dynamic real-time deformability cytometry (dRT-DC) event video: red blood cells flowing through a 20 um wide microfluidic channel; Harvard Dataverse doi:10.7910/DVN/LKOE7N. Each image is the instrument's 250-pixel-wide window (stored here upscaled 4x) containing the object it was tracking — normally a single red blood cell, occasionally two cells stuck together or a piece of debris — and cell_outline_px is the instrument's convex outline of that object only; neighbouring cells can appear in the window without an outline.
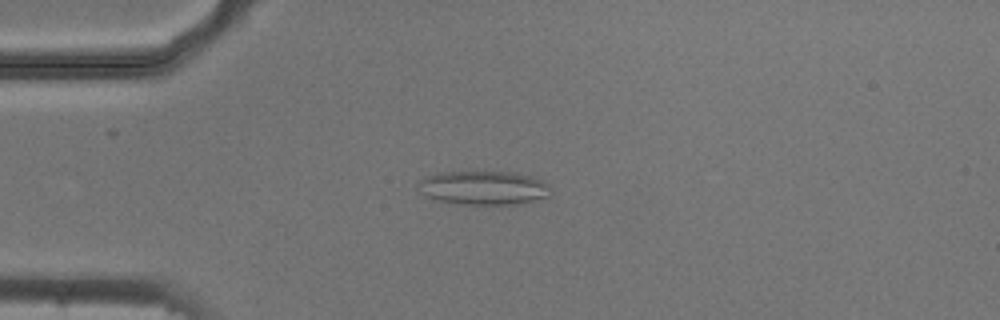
{"species": "common noctule bat (a hibernating species)", "species_latin": "Nyctalus noctula", "temperature_condition": "cold", "stored_images_in_passage": 54, "camera_frame_rate_fps": 3000, "um_per_image_px": 0.085, "animal": {"sex": "male", "body_mass_g": 20.5, "forearm_length_mm": 52.5}, "frame": {"image": 1, "passage_image": 14, "time_ms": 4.333, "image_size_px": [1000, 320], "cell_outline_px": [[552, 196], [516, 204], [464, 204], [436, 200], [424, 196], [416, 192], [416, 184], [424, 176], [436, 172], [516, 172], [532, 176], [540, 180], [552, 188]], "centroid_in_image_um": [41.04, 15.96], "position_along_channel_um": 44.0, "area_um2": 26.65}}
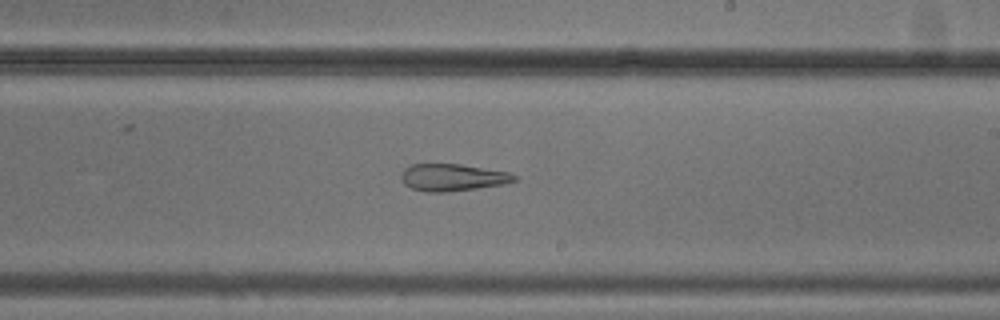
{"frame": {"image": 2, "passage_image": 32, "time_ms": 10.333, "image_size_px": [1000, 320], "cell_outline_px": [[516, 180], [504, 184], [448, 192], [424, 192], [412, 188], [404, 184], [400, 176], [400, 172], [404, 168], [412, 164], [460, 164], [508, 172], [516, 176]], "centroid_in_image_um": [38.41, 15.08], "position_along_channel_um": 250.6, "area_um2": 17.86}}
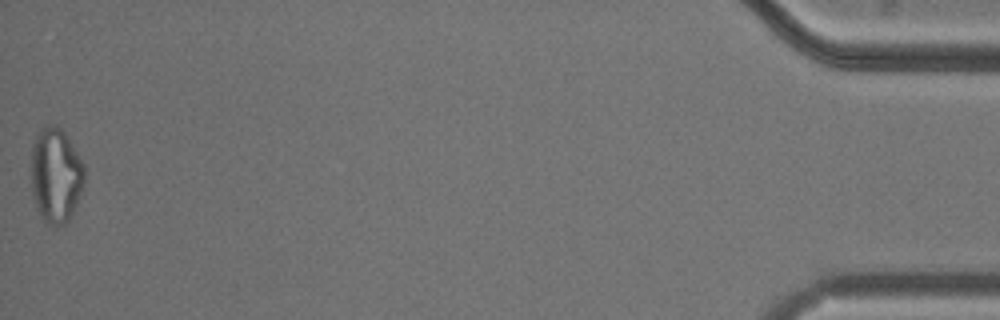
{"frame": {"image": 3, "passage_image": 54, "time_ms": 17.667, "image_size_px": [1000, 320], "cell_outline_px": [[84, 180], [76, 204], [68, 220], [64, 224], [48, 224], [40, 216], [36, 208], [32, 192], [32, 144], [36, 136], [44, 124], [56, 124], [64, 132], [84, 164]], "centroid_in_image_um": [4.72, 14.86], "position_along_channel_um": 430.5, "area_um2": 29.19}, "authors_computed_cell_mechanics": {"area_um2": 25.7788, "velocity_mm_per_s": 3.7596, "shape_relaxation_time_tau1_ms": null, "shape_relaxation_time_tau2_ms": 2.1201, "deformation_change_tau1": null, "deformation_change_tau2": 0.1204}}